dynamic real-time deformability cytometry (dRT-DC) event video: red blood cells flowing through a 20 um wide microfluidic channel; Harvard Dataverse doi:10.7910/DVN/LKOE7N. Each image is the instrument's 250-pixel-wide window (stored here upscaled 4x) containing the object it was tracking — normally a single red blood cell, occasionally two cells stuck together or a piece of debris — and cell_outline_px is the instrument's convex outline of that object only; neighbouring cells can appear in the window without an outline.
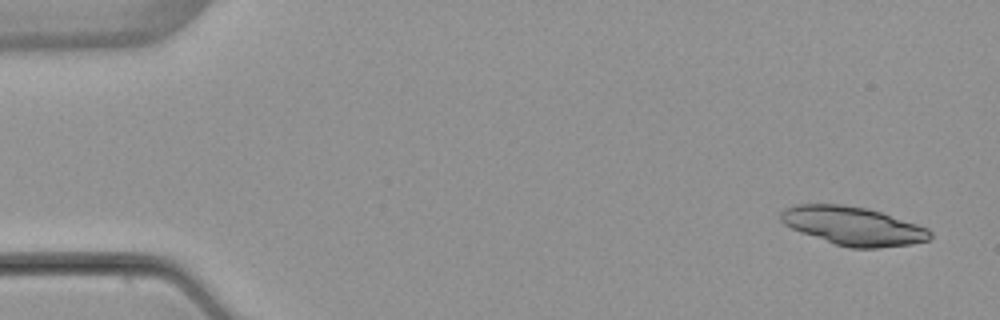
{"species": "common noctule bat (a hibernating species)", "species_latin": "Nyctalus noctula", "temperature_condition": "warm", "stored_images_in_passage": 6, "segment_of_instrument_passage": [1, 2], "camera_frame_rate_fps": 3000, "um_per_image_px": 0.085, "animal": {"sex": "female", "body_mass_g": 22.7, "forearm_length_mm": 54.2}, "frame": {"image": 1, "passage_image": 1, "time_ms": 0.0, "image_size_px": [1000, 320], "cell_outline_px": [[932, 236], [928, 240], [912, 244], [880, 248], [848, 248], [800, 232], [784, 224], [780, 220], [780, 212], [784, 208], [796, 204], [840, 204], [868, 208], [928, 228], [932, 232]], "centroid_in_image_um": [72.5, 19.2], "position_along_channel_um": 12.5, "area_um2": 33.47}}